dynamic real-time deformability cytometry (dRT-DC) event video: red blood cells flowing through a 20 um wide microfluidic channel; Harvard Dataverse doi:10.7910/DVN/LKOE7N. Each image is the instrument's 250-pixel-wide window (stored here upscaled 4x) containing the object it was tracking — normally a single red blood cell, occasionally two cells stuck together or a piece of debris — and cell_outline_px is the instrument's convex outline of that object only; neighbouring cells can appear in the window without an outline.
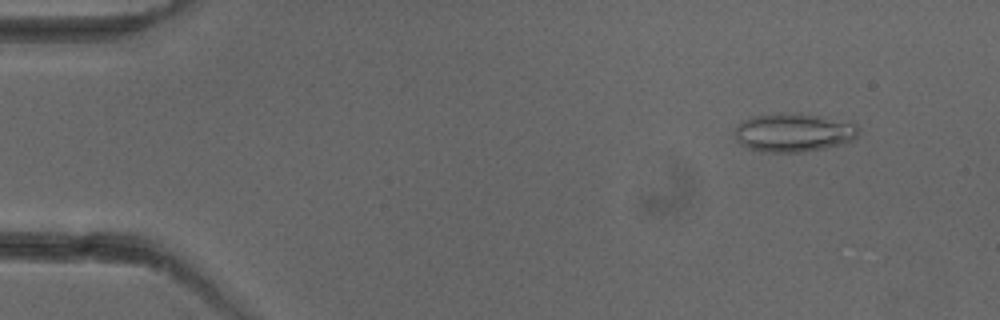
{"species": "common noctule bat (a hibernating species)", "species_latin": "Nyctalus noctula", "temperature_condition": "cold", "stored_images_in_passage": 5, "camera_frame_rate_fps": 3000, "um_per_image_px": 0.085, "animal": {"sex": "female"}, "frame": {"image": 1, "passage_image": 2, "time_ms": 1.333, "image_size_px": [1000, 320], "cell_outline_px": [[860, 132], [852, 140], [824, 148], [800, 152], [764, 152], [748, 148], [740, 144], [736, 140], [736, 128], [744, 120], [752, 116], [780, 112], [800, 112], [820, 116], [856, 124]], "centroid_in_image_um": [67.43, 11.25], "position_along_channel_um": 17.6, "area_um2": 27.8}}